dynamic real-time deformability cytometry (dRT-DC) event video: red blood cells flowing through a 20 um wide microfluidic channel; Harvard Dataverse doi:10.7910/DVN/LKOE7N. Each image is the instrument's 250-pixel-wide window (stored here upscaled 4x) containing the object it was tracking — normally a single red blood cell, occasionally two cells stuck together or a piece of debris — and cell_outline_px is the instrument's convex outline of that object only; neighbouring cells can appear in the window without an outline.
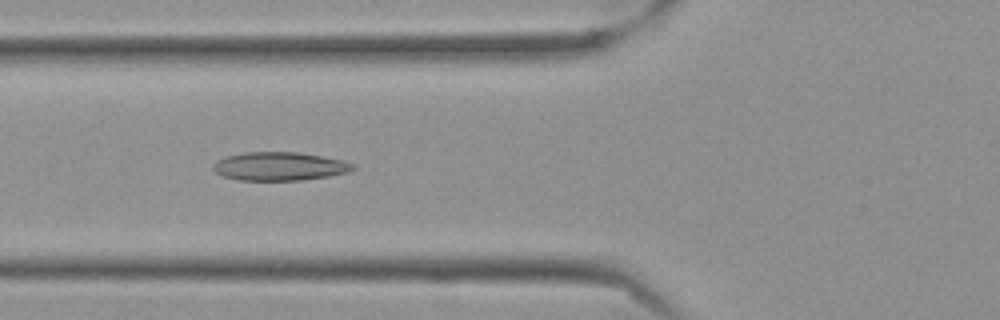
{"species": "Egyptian fruit bat (a non-hibernating species)", "species_latin": "Rousettus aegyptiacus", "temperature_condition": "cold", "stored_images_in_passage": 57, "camera_frame_rate_fps": 3000, "um_per_image_px": 0.085, "frame": {"image": 1, "passage_image": 21, "time_ms": 6.667, "image_size_px": [1000, 320], "cell_outline_px": [[356, 168], [348, 172], [328, 176], [300, 180], [240, 180], [224, 176], [216, 172], [212, 168], [212, 164], [216, 160], [228, 156], [244, 152], [296, 152], [320, 156], [340, 160], [352, 164]], "centroid_in_image_um": [23.72, 14.13], "position_along_channel_um": 102.1, "area_um2": 22.89}}
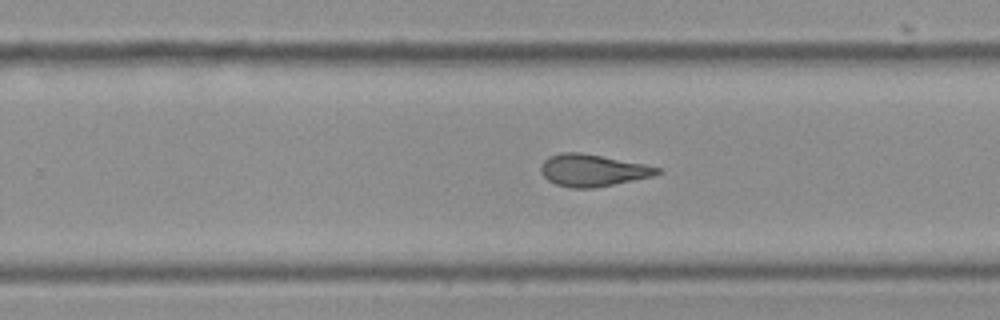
{"frame": {"image": 2, "passage_image": 36, "time_ms": 11.667, "image_size_px": [1000, 320], "cell_outline_px": [[660, 172], [652, 176], [592, 188], [572, 188], [556, 184], [548, 180], [540, 172], [540, 164], [548, 156], [560, 152], [580, 152], [644, 164], [660, 168]], "centroid_in_image_um": [50.3, 14.46], "position_along_channel_um": 279.5, "area_um2": 21.5}}
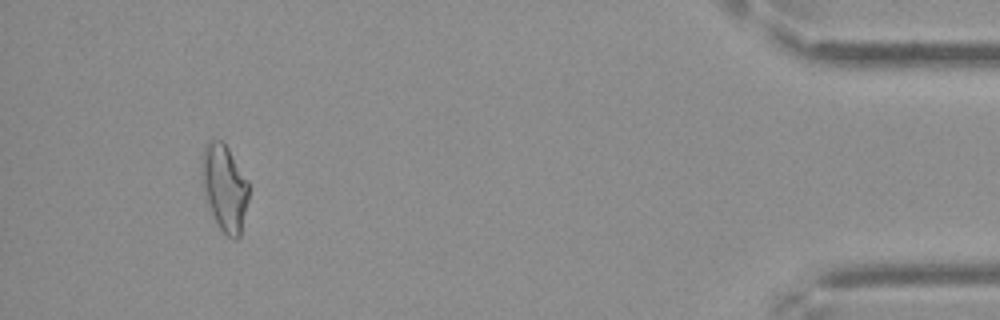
{"frame": {"image": 3, "passage_image": 53, "time_ms": 17.333, "image_size_px": [1000, 320], "cell_outline_px": [[248, 200], [240, 236], [236, 240], [228, 236], [220, 228], [212, 212], [204, 192], [200, 160], [204, 148], [208, 140], [220, 140], [228, 148], [248, 180]], "centroid_in_image_um": [19.09, 15.93], "position_along_channel_um": 416.1, "area_um2": 23.35}, "authors_computed_cell_mechanics": {"area_um2": 22.542, "velocity_mm_per_s": 3.5371, "shape_relaxation_time_tau1_ms": 9.0554, "shape_relaxation_time_tau2_ms": 2.4387, "deformation_change_tau1": 0.1943, "deformation_change_tau2": 0.108}}